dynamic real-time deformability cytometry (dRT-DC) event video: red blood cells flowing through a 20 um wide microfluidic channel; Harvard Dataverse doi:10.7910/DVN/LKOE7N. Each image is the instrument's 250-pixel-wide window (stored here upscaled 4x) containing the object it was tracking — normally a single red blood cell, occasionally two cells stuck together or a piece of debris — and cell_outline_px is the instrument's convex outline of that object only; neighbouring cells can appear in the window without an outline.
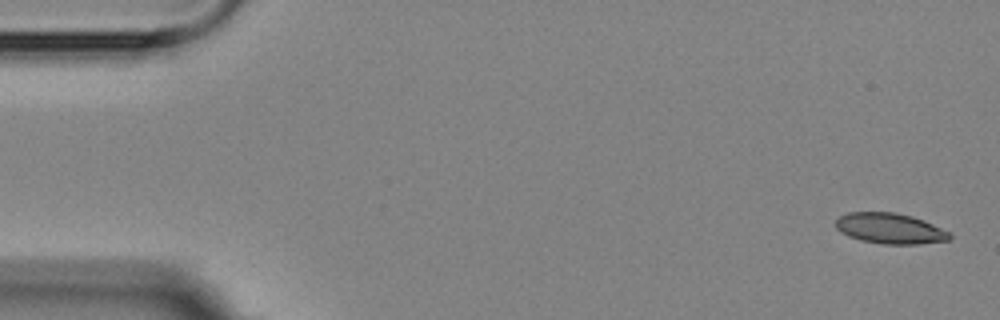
{"species": "Egyptian fruit bat (a non-hibernating species)", "species_latin": "Rousettus aegyptiacus", "temperature_condition": "room temperature", "stored_images_in_passage": 5, "camera_frame_rate_fps": 3000, "um_per_image_px": 0.085, "animal": {"sex": "female"}, "frame": {"image": 1, "passage_image": 1, "time_ms": 0.0, "image_size_px": [1000, 320], "cell_outline_px": [[952, 240], [920, 244], [884, 244], [860, 240], [848, 236], [840, 232], [836, 228], [836, 220], [840, 216], [848, 212], [896, 212], [912, 216], [924, 220], [952, 232]], "centroid_in_image_um": [75.7, 19.42], "position_along_channel_um": 9.3, "area_um2": 20.63}}
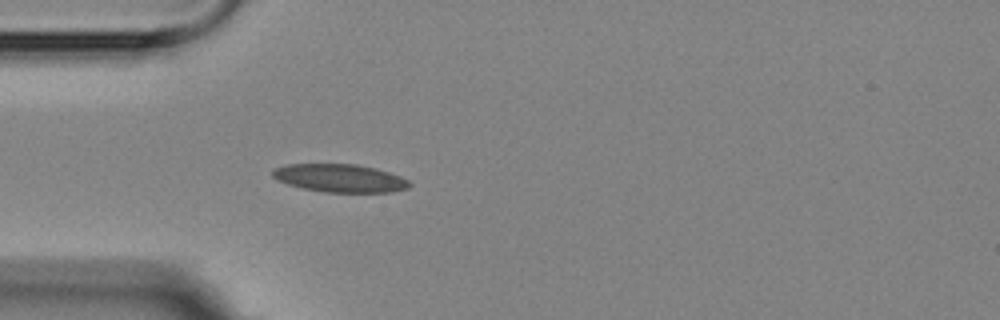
{"frame": {"image": 2, "passage_image": 5, "time_ms": 4.667, "image_size_px": [1000, 320], "cell_outline_px": [[412, 184], [408, 188], [392, 192], [324, 192], [304, 188], [288, 184], [276, 180], [272, 176], [272, 172], [276, 168], [288, 164], [356, 164], [376, 168], [400, 176], [408, 180]], "centroid_in_image_um": [28.91, 15.14], "position_along_channel_um": 56.1, "area_um2": 22.31}}